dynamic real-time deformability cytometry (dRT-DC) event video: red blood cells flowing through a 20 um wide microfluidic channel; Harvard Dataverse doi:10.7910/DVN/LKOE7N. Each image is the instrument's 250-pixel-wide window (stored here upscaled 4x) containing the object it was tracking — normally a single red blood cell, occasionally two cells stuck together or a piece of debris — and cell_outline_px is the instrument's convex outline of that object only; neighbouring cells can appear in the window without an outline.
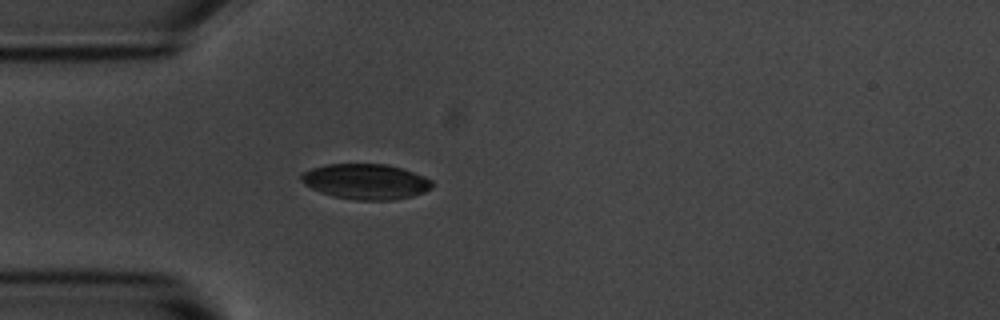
{"species": "common noctule bat (a hibernating species)", "species_latin": "Nyctalus noctula", "temperature_condition": "room temperature", "stored_images_in_passage": 4, "camera_frame_rate_fps": 3000, "um_per_image_px": 0.085, "animal": {"sex": "male", "body_mass_g": 20.1, "forearm_length_mm": 53.5}, "frame": {"image": 1, "passage_image": 1, "time_ms": 0.0, "image_size_px": [1000, 320], "cell_outline_px": [[432, 188], [424, 192], [412, 196], [392, 200], [356, 200], [332, 196], [320, 192], [304, 184], [300, 180], [300, 176], [304, 172], [312, 168], [324, 164], [384, 164], [400, 168], [424, 176], [432, 180]], "centroid_in_image_um": [31.07, 15.43], "position_along_channel_um": 53.9, "area_um2": 26.93}}